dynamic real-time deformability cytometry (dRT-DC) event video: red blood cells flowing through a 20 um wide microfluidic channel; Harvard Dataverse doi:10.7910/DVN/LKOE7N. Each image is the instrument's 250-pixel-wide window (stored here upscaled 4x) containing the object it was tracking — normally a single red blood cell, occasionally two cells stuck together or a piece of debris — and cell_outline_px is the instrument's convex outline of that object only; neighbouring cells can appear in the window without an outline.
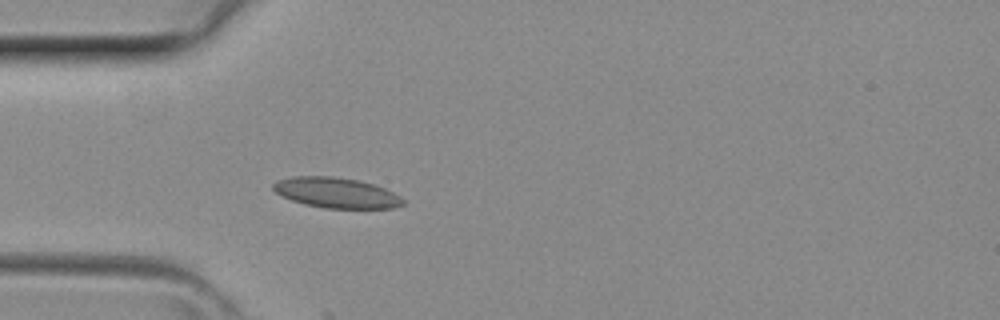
{"species": "common noctule bat (a hibernating species)", "species_latin": "Nyctalus noctula", "temperature_condition": "room temperature", "stored_images_in_passage": 3, "camera_frame_rate_fps": 3000, "um_per_image_px": 0.085, "animal": {"sex": "female", "body_mass_g": 29.2, "forearm_length_mm": 56.3}, "frame": {"image": 1, "passage_image": 3, "time_ms": 0.667, "image_size_px": [1000, 320], "cell_outline_px": [[404, 204], [392, 208], [324, 208], [304, 204], [292, 200], [276, 192], [272, 188], [272, 184], [276, 180], [292, 176], [332, 176], [360, 180], [376, 184], [400, 196], [404, 200]], "centroid_in_image_um": [28.58, 16.37], "position_along_channel_um": 56.4, "area_um2": 23.06}}